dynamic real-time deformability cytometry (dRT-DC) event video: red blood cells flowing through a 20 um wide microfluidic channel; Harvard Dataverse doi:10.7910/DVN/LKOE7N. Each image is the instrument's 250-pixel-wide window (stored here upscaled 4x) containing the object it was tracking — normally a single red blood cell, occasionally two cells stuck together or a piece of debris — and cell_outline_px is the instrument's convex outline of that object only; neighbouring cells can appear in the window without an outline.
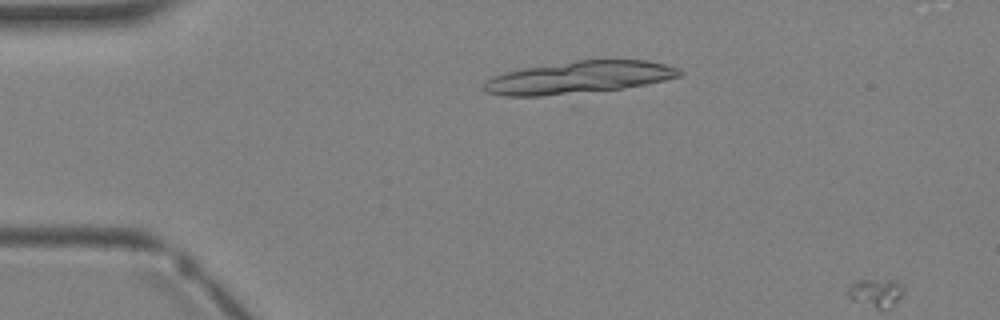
{"species": "Egyptian fruit bat (a non-hibernating species)", "species_latin": "Rousettus aegyptiacus", "temperature_condition": "warm", "stored_images_in_passage": 4, "camera_frame_rate_fps": 3000, "um_per_image_px": 0.085, "animal": {"sex": "female"}, "frame": {"image": 1, "passage_image": 3, "time_ms": 2.333, "image_size_px": [1000, 320], "cell_outline_px": [[684, 72], [680, 76], [648, 84], [624, 88], [544, 96], [504, 96], [484, 92], [484, 84], [492, 76], [504, 72], [524, 68], [576, 60], [648, 60], [680, 68]], "centroid_in_image_um": [49.22, 6.58], "position_along_channel_um": 35.8, "area_um2": 36.82}}